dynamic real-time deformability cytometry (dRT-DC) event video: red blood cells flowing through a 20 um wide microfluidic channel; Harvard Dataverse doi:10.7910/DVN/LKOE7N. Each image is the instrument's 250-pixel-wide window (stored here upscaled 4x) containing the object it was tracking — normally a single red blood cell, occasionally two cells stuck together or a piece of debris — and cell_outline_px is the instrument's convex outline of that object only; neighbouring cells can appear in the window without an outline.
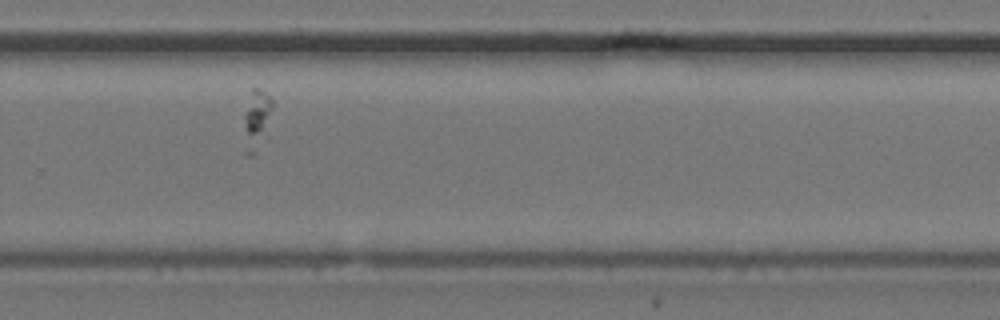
{"species": "common noctule bat (a hibernating species)", "species_latin": "Nyctalus noctula", "temperature_condition": "cold", "stored_images_in_passage": 32, "camera_frame_rate_fps": 3000, "um_per_image_px": 0.085, "animal": {"sex": "female", "body_mass_g": 24.6, "forearm_length_mm": 56.2}, "frame": {"image": 1, "passage_image": 23, "time_ms": 7.333, "image_size_px": [1000, 320], "cell_outline_px": [[272, 108], [268, 140], [252, 156], [248, 156], [244, 152], [244, 116], [252, 88], [260, 88], [272, 100]], "centroid_in_image_um": [21.84, 10.3], "position_along_channel_um": 308.0, "area_um2": 10.52}}